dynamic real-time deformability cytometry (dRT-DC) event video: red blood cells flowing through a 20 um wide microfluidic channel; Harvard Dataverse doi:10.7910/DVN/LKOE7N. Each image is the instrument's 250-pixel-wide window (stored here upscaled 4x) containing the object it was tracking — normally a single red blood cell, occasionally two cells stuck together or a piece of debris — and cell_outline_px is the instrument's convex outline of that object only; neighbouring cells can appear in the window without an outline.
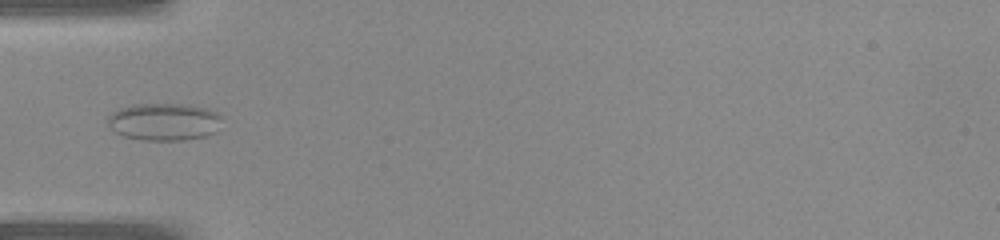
{"species": "common noctule bat (a hibernating species)", "species_latin": "Nyctalus noctula", "temperature_condition": "warm", "stored_images_in_passage": 30, "camera_frame_rate_fps": 3000, "um_per_image_px": 0.085, "animal": {"sex": "female", "body_mass_g": 22.0, "forearm_length_mm": 56.7}, "frame": {"image": 1, "passage_image": 3, "time_ms": 0.667, "image_size_px": [1000, 240], "cell_outline_px": [[220, 116], [216, 132], [204, 136], [184, 140], [144, 140], [124, 136], [116, 132], [108, 124], [108, 116], [112, 112], [120, 108], [132, 104], [188, 104], [204, 108], [216, 112]], "centroid_in_image_um": [13.92, 10.34], "position_along_channel_um": 71.1, "area_um2": 24.68}}
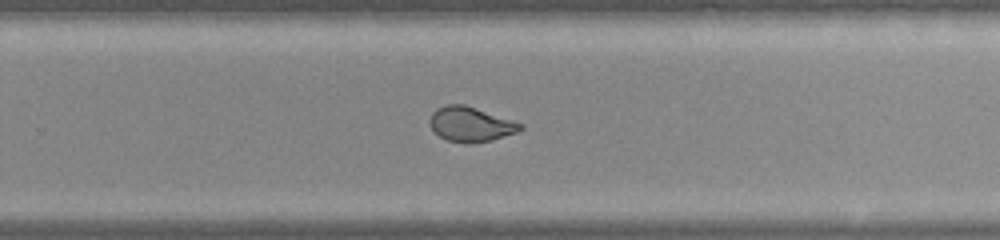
{"frame": {"image": 2, "passage_image": 16, "time_ms": 5.0, "image_size_px": [1000, 240], "cell_outline_px": [[524, 128], [516, 132], [492, 140], [472, 144], [468, 144], [448, 140], [440, 136], [432, 128], [428, 120], [432, 112], [436, 108], [444, 104], [464, 104], [524, 124]], "centroid_in_image_um": [39.99, 10.56], "position_along_channel_um": 289.8, "area_um2": 18.38}}
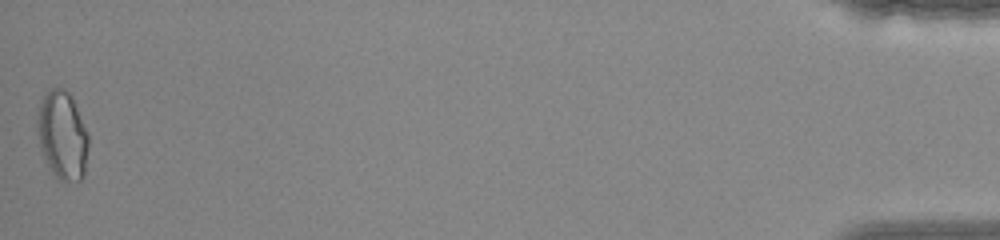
{"frame": {"image": 3, "passage_image": 30, "time_ms": 9.667, "image_size_px": [1000, 240], "cell_outline_px": [[88, 148], [84, 176], [80, 180], [60, 180], [52, 172], [40, 148], [36, 124], [36, 120], [40, 100], [52, 88], [64, 88], [72, 96], [88, 136]], "centroid_in_image_um": [5.29, 11.48], "position_along_channel_um": 429.9, "area_um2": 26.13}}